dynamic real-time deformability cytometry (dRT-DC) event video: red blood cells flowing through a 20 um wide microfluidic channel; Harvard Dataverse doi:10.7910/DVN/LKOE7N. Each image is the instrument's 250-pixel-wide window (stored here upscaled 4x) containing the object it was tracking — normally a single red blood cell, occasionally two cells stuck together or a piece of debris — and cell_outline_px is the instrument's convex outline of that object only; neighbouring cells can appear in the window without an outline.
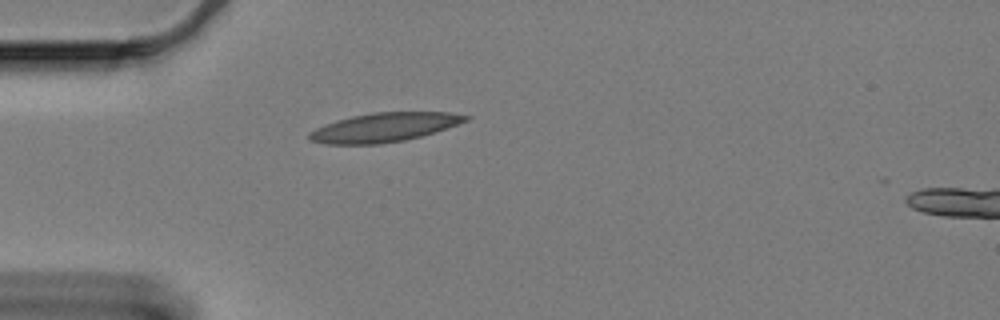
{"species": "Egyptian fruit bat (a non-hibernating species)", "species_latin": "Rousettus aegyptiacus", "temperature_condition": "cold", "stored_images_in_passage": 45, "camera_frame_rate_fps": 3000, "um_per_image_px": 0.085, "animal": {"sex": "female"}, "frame": {"image": 1, "passage_image": 1, "time_ms": 0.0, "image_size_px": [1000, 320], "cell_outline_px": [[472, 116], [468, 120], [420, 136], [404, 140], [380, 144], [324, 144], [308, 140], [308, 132], [324, 124], [336, 120], [352, 116], [372, 112], [448, 112]], "centroid_in_image_um": [32.58, 10.82], "position_along_channel_um": 52.4, "area_um2": 26.3}}
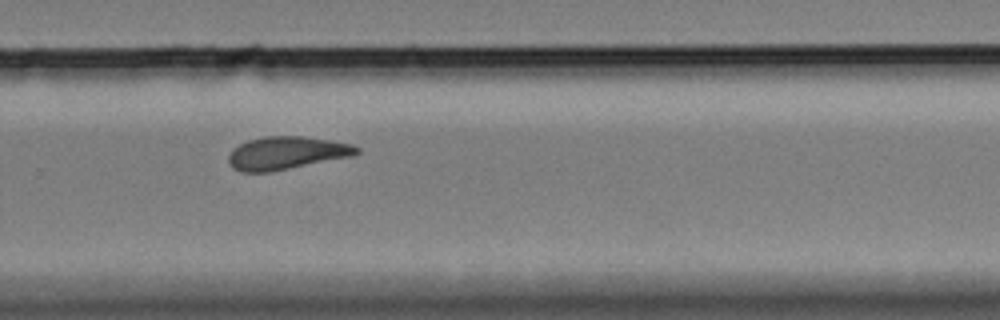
{"frame": {"image": 2, "passage_image": 25, "time_ms": 8.0, "image_size_px": [1000, 320], "cell_outline_px": [[360, 152], [352, 156], [268, 172], [240, 172], [232, 168], [228, 160], [228, 156], [232, 148], [248, 140], [264, 136], [304, 136], [332, 140], [352, 144], [360, 148]], "centroid_in_image_um": [24.34, 12.99], "position_along_channel_um": 305.5, "area_um2": 24.62}}
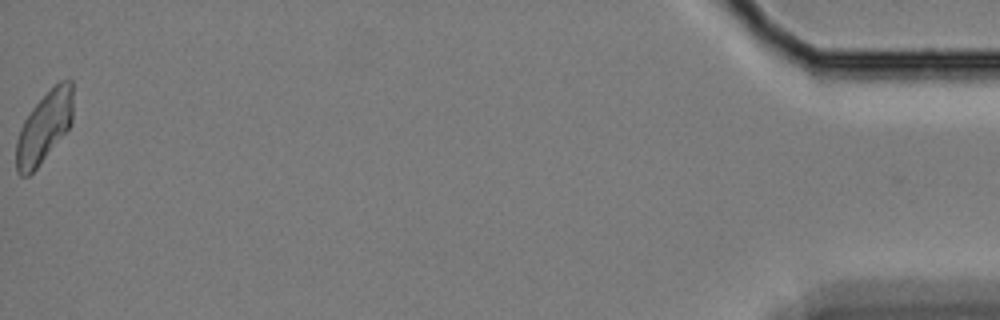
{"frame": {"image": 3, "passage_image": 45, "time_ms": 14.667, "image_size_px": [1000, 320], "cell_outline_px": [[72, 120], [68, 128], [36, 168], [28, 176], [20, 176], [16, 172], [16, 140], [20, 128], [24, 120], [32, 108], [60, 80], [72, 80]], "centroid_in_image_um": [3.73, 10.82], "position_along_channel_um": 431.5, "area_um2": 22.95}, "authors_computed_cell_mechanics": {"area_um2": 24.565, "velocity_mm_per_s": 3.2791, "shape_relaxation_time_tau1_ms": 9.3653, "shape_relaxation_time_tau2_ms": 5.5929, "deformation_change_tau1": 0.1838, "deformation_change_tau2": 0.132}}